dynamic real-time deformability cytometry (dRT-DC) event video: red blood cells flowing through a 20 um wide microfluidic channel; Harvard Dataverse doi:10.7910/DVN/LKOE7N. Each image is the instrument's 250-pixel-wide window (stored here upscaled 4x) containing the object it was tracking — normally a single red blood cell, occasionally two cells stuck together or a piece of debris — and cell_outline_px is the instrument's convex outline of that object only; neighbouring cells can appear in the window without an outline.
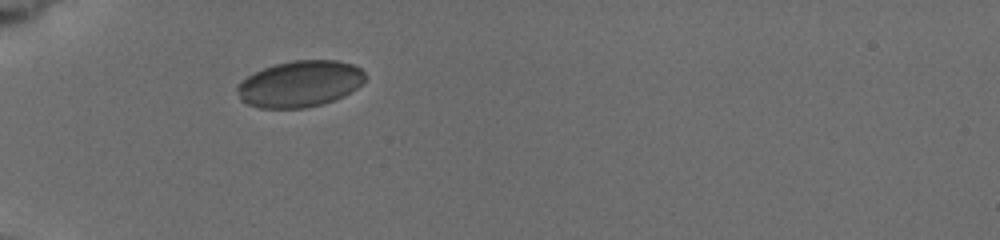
{"species": "common noctule bat (a hibernating species)", "species_latin": "Nyctalus noctula", "temperature_condition": "cold", "stored_images_in_passage": 2, "camera_frame_rate_fps": 3000, "um_per_image_px": 0.085, "animal": {"sex": "female", "body_mass_g": 19.5, "forearm_length_mm": 54.1}, "frame": {"image": 1, "passage_image": 1, "time_ms": 0.0, "image_size_px": [1000, 240], "cell_outline_px": [[364, 80], [356, 88], [344, 96], [320, 104], [304, 108], [260, 108], [248, 104], [240, 100], [236, 88], [236, 84], [248, 76], [264, 68], [276, 64], [292, 60], [336, 60], [352, 64], [360, 68], [364, 72]], "centroid_in_image_um": [25.46, 7.12], "position_along_channel_um": 59.5, "area_um2": 34.33}}